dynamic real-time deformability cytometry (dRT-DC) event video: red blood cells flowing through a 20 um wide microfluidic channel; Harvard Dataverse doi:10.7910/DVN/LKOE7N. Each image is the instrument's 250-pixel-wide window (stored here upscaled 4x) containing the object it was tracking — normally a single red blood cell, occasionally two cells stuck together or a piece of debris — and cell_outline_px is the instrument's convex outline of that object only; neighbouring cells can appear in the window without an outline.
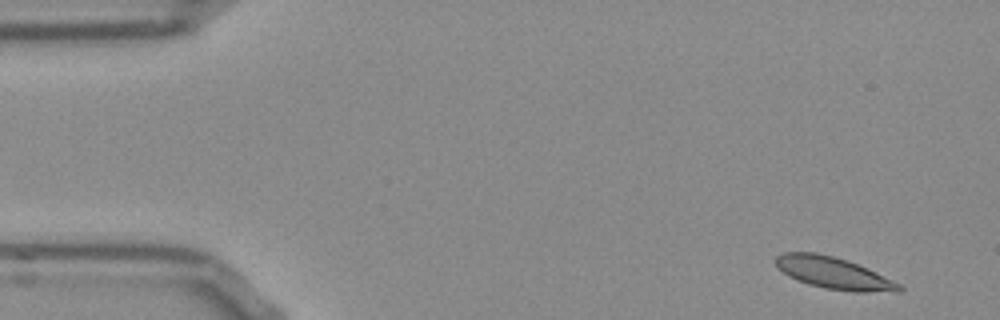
{"species": "Egyptian fruit bat (a non-hibernating species)", "species_latin": "Rousettus aegyptiacus", "temperature_condition": "room temperature", "stored_images_in_passage": 52, "segment_of_instrument_passage": [1, 2], "camera_frame_rate_fps": 3000, "um_per_image_px": 0.085, "frame": {"image": 1, "passage_image": 1, "time_ms": 0.0, "image_size_px": [1000, 320], "cell_outline_px": [[904, 288], [900, 292], [852, 292], [824, 288], [808, 284], [788, 276], [776, 268], [776, 256], [784, 252], [816, 252], [848, 260], [868, 268], [900, 284]], "centroid_in_image_um": [70.86, 23.21], "position_along_channel_um": 14.1, "area_um2": 23.06}}
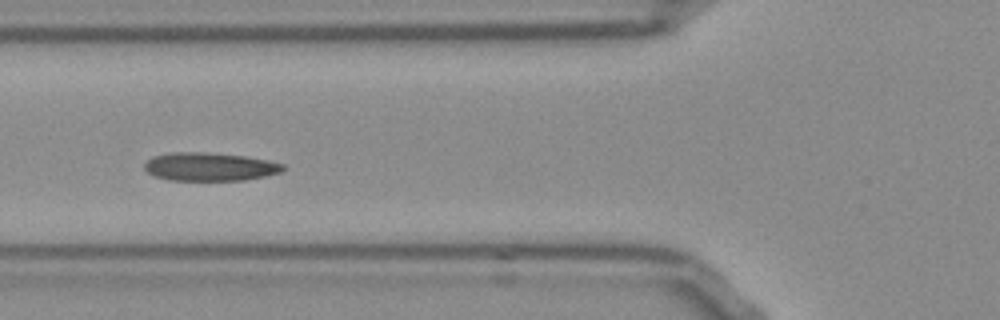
{"frame": {"image": 2, "passage_image": 17, "time_ms": 5.333, "image_size_px": [1000, 320], "cell_outline_px": [[288, 168], [280, 172], [264, 176], [244, 180], [168, 180], [156, 176], [148, 172], [144, 168], [144, 164], [152, 156], [172, 152], [200, 152], [244, 156], [268, 160], [284, 164]], "centroid_in_image_um": [17.84, 14.17], "position_along_channel_um": 108.0, "area_um2": 22.77}}
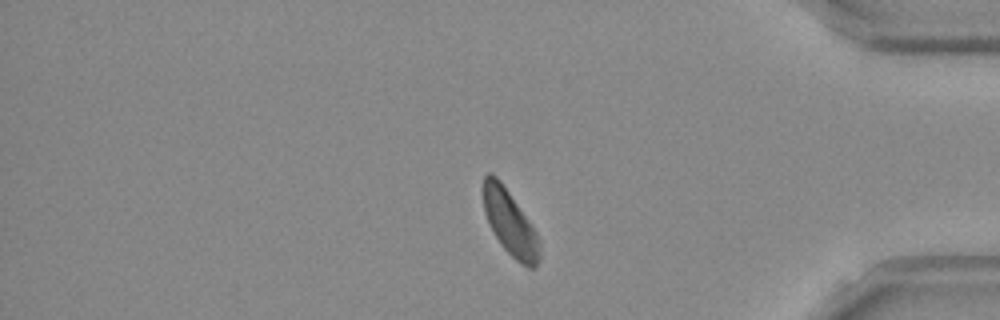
{"frame": {"image": 3, "passage_image": 42, "time_ms": 13.667, "image_size_px": [1000, 320], "cell_outline_px": [[540, 260], [536, 268], [528, 268], [520, 264], [504, 248], [496, 236], [484, 212], [484, 176], [488, 172], [496, 176], [500, 180], [532, 224], [540, 240]], "centroid_in_image_um": [43.4, 18.98], "position_along_channel_um": 391.8, "area_um2": 21.15}}